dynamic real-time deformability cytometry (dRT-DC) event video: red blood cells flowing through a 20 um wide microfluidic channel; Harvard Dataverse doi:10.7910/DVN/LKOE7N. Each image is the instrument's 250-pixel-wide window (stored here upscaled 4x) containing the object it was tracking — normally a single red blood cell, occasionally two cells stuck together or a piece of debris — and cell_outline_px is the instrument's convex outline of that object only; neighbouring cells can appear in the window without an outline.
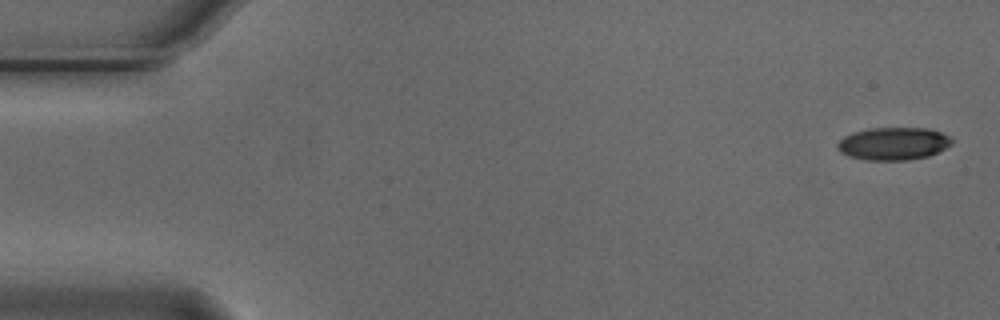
{"species": "Egyptian fruit bat (a non-hibernating species)", "species_latin": "Rousettus aegyptiacus", "temperature_condition": "cold", "stored_images_in_passage": 5, "camera_frame_rate_fps": 3000, "um_per_image_px": 0.085, "animal": {"sex": "male"}, "frame": {"image": 1, "passage_image": 1, "time_ms": 0.0, "image_size_px": [1000, 320], "cell_outline_px": [[952, 144], [928, 156], [908, 160], [864, 160], [848, 156], [840, 152], [836, 148], [836, 144], [844, 136], [852, 132], [872, 128], [928, 128], [940, 132], [948, 136], [952, 140]], "centroid_in_image_um": [75.89, 12.21], "position_along_channel_um": 9.1, "area_um2": 21.79}}
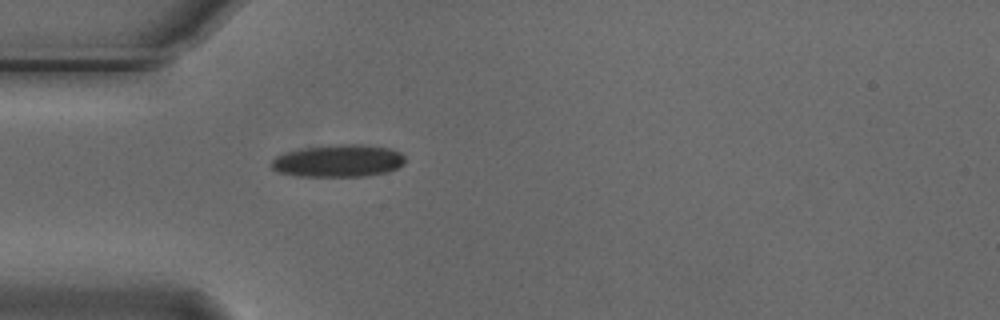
{"frame": {"image": 2, "passage_image": 5, "time_ms": 1.333, "image_size_px": [1000, 320], "cell_outline_px": [[404, 164], [396, 168], [384, 172], [364, 176], [296, 176], [276, 172], [268, 164], [276, 156], [300, 148], [336, 144], [364, 144], [388, 148], [400, 152], [404, 156]], "centroid_in_image_um": [28.71, 13.66], "position_along_channel_um": 56.3, "area_um2": 25.32}}